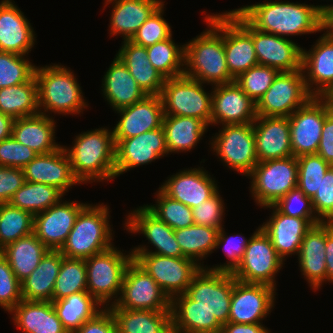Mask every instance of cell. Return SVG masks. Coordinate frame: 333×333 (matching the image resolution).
Wrapping results in <instances>:
<instances>
[{
  "label": "cell",
  "mask_w": 333,
  "mask_h": 333,
  "mask_svg": "<svg viewBox=\"0 0 333 333\" xmlns=\"http://www.w3.org/2000/svg\"><path fill=\"white\" fill-rule=\"evenodd\" d=\"M207 29L184 43L183 75L211 84L234 82L227 67L224 49V13L205 16Z\"/></svg>",
  "instance_id": "obj_1"
},
{
  "label": "cell",
  "mask_w": 333,
  "mask_h": 333,
  "mask_svg": "<svg viewBox=\"0 0 333 333\" xmlns=\"http://www.w3.org/2000/svg\"><path fill=\"white\" fill-rule=\"evenodd\" d=\"M269 1L236 10L257 30L280 37L322 32V12L317 6L300 2Z\"/></svg>",
  "instance_id": "obj_2"
},
{
  "label": "cell",
  "mask_w": 333,
  "mask_h": 333,
  "mask_svg": "<svg viewBox=\"0 0 333 333\" xmlns=\"http://www.w3.org/2000/svg\"><path fill=\"white\" fill-rule=\"evenodd\" d=\"M66 151L74 177L80 184L110 181L116 178L113 130L96 128L81 132Z\"/></svg>",
  "instance_id": "obj_3"
},
{
  "label": "cell",
  "mask_w": 333,
  "mask_h": 333,
  "mask_svg": "<svg viewBox=\"0 0 333 333\" xmlns=\"http://www.w3.org/2000/svg\"><path fill=\"white\" fill-rule=\"evenodd\" d=\"M73 72L62 64L36 66L34 76L38 87L40 114L49 117L52 113L77 115L88 108L78 78Z\"/></svg>",
  "instance_id": "obj_4"
},
{
  "label": "cell",
  "mask_w": 333,
  "mask_h": 333,
  "mask_svg": "<svg viewBox=\"0 0 333 333\" xmlns=\"http://www.w3.org/2000/svg\"><path fill=\"white\" fill-rule=\"evenodd\" d=\"M108 205L88 203L78 214L62 248L66 258L84 259L110 249L114 235Z\"/></svg>",
  "instance_id": "obj_5"
},
{
  "label": "cell",
  "mask_w": 333,
  "mask_h": 333,
  "mask_svg": "<svg viewBox=\"0 0 333 333\" xmlns=\"http://www.w3.org/2000/svg\"><path fill=\"white\" fill-rule=\"evenodd\" d=\"M114 245L99 254L88 257L86 263L87 292L104 308L112 306L118 299L123 277L128 264L132 261V252ZM114 299V301H112Z\"/></svg>",
  "instance_id": "obj_6"
},
{
  "label": "cell",
  "mask_w": 333,
  "mask_h": 333,
  "mask_svg": "<svg viewBox=\"0 0 333 333\" xmlns=\"http://www.w3.org/2000/svg\"><path fill=\"white\" fill-rule=\"evenodd\" d=\"M248 177L251 179L250 192L254 202L261 208L275 205L297 188V157L258 162Z\"/></svg>",
  "instance_id": "obj_7"
},
{
  "label": "cell",
  "mask_w": 333,
  "mask_h": 333,
  "mask_svg": "<svg viewBox=\"0 0 333 333\" xmlns=\"http://www.w3.org/2000/svg\"><path fill=\"white\" fill-rule=\"evenodd\" d=\"M202 82L181 75L165 80L160 94L164 115L188 116L211 125L212 91L206 92Z\"/></svg>",
  "instance_id": "obj_8"
},
{
  "label": "cell",
  "mask_w": 333,
  "mask_h": 333,
  "mask_svg": "<svg viewBox=\"0 0 333 333\" xmlns=\"http://www.w3.org/2000/svg\"><path fill=\"white\" fill-rule=\"evenodd\" d=\"M210 139L211 151L229 169L247 177L258 163L253 123L222 125Z\"/></svg>",
  "instance_id": "obj_9"
},
{
  "label": "cell",
  "mask_w": 333,
  "mask_h": 333,
  "mask_svg": "<svg viewBox=\"0 0 333 333\" xmlns=\"http://www.w3.org/2000/svg\"><path fill=\"white\" fill-rule=\"evenodd\" d=\"M271 240L258 227L251 235L239 266L232 272L236 280L276 288L275 276L284 265Z\"/></svg>",
  "instance_id": "obj_10"
},
{
  "label": "cell",
  "mask_w": 333,
  "mask_h": 333,
  "mask_svg": "<svg viewBox=\"0 0 333 333\" xmlns=\"http://www.w3.org/2000/svg\"><path fill=\"white\" fill-rule=\"evenodd\" d=\"M132 256L170 300L177 295L185 294L193 277L202 268L186 257H169L153 253H132Z\"/></svg>",
  "instance_id": "obj_11"
},
{
  "label": "cell",
  "mask_w": 333,
  "mask_h": 333,
  "mask_svg": "<svg viewBox=\"0 0 333 333\" xmlns=\"http://www.w3.org/2000/svg\"><path fill=\"white\" fill-rule=\"evenodd\" d=\"M233 286L232 273L201 268L193 277L186 294L195 301L196 306L214 314L223 326L228 323Z\"/></svg>",
  "instance_id": "obj_12"
},
{
  "label": "cell",
  "mask_w": 333,
  "mask_h": 333,
  "mask_svg": "<svg viewBox=\"0 0 333 333\" xmlns=\"http://www.w3.org/2000/svg\"><path fill=\"white\" fill-rule=\"evenodd\" d=\"M108 308L171 311V300L133 259L128 264L117 301Z\"/></svg>",
  "instance_id": "obj_13"
},
{
  "label": "cell",
  "mask_w": 333,
  "mask_h": 333,
  "mask_svg": "<svg viewBox=\"0 0 333 333\" xmlns=\"http://www.w3.org/2000/svg\"><path fill=\"white\" fill-rule=\"evenodd\" d=\"M331 109L326 97L312 96L288 117L294 157L317 154L324 121Z\"/></svg>",
  "instance_id": "obj_14"
},
{
  "label": "cell",
  "mask_w": 333,
  "mask_h": 333,
  "mask_svg": "<svg viewBox=\"0 0 333 333\" xmlns=\"http://www.w3.org/2000/svg\"><path fill=\"white\" fill-rule=\"evenodd\" d=\"M311 97L305 85L302 69L280 72L257 102L256 115L289 117Z\"/></svg>",
  "instance_id": "obj_15"
},
{
  "label": "cell",
  "mask_w": 333,
  "mask_h": 333,
  "mask_svg": "<svg viewBox=\"0 0 333 333\" xmlns=\"http://www.w3.org/2000/svg\"><path fill=\"white\" fill-rule=\"evenodd\" d=\"M224 49L230 75L236 79L259 65L252 38V25L236 10L224 12Z\"/></svg>",
  "instance_id": "obj_16"
},
{
  "label": "cell",
  "mask_w": 333,
  "mask_h": 333,
  "mask_svg": "<svg viewBox=\"0 0 333 333\" xmlns=\"http://www.w3.org/2000/svg\"><path fill=\"white\" fill-rule=\"evenodd\" d=\"M123 225L125 230L132 234L141 233L148 240V244L155 247V251H153L148 249L149 246L138 245V247L130 249L132 253L184 257L180 245L176 241L174 230L153 215L144 205L129 212Z\"/></svg>",
  "instance_id": "obj_17"
},
{
  "label": "cell",
  "mask_w": 333,
  "mask_h": 333,
  "mask_svg": "<svg viewBox=\"0 0 333 333\" xmlns=\"http://www.w3.org/2000/svg\"><path fill=\"white\" fill-rule=\"evenodd\" d=\"M275 288L236 280L230 305L228 322L258 324L272 312L277 295ZM273 308V309H272Z\"/></svg>",
  "instance_id": "obj_18"
},
{
  "label": "cell",
  "mask_w": 333,
  "mask_h": 333,
  "mask_svg": "<svg viewBox=\"0 0 333 333\" xmlns=\"http://www.w3.org/2000/svg\"><path fill=\"white\" fill-rule=\"evenodd\" d=\"M116 178L134 168L168 156L163 127L128 139H114Z\"/></svg>",
  "instance_id": "obj_19"
},
{
  "label": "cell",
  "mask_w": 333,
  "mask_h": 333,
  "mask_svg": "<svg viewBox=\"0 0 333 333\" xmlns=\"http://www.w3.org/2000/svg\"><path fill=\"white\" fill-rule=\"evenodd\" d=\"M88 203L62 201L34 215L33 234L49 249L60 250L79 212Z\"/></svg>",
  "instance_id": "obj_20"
},
{
  "label": "cell",
  "mask_w": 333,
  "mask_h": 333,
  "mask_svg": "<svg viewBox=\"0 0 333 333\" xmlns=\"http://www.w3.org/2000/svg\"><path fill=\"white\" fill-rule=\"evenodd\" d=\"M264 208H272V215L259 227L271 240L278 255L284 261L287 257L298 255L300 245L307 231L313 225L322 222L319 218L287 216L281 213L274 205Z\"/></svg>",
  "instance_id": "obj_21"
},
{
  "label": "cell",
  "mask_w": 333,
  "mask_h": 333,
  "mask_svg": "<svg viewBox=\"0 0 333 333\" xmlns=\"http://www.w3.org/2000/svg\"><path fill=\"white\" fill-rule=\"evenodd\" d=\"M211 125L247 124L256 118V103L234 81L212 86Z\"/></svg>",
  "instance_id": "obj_22"
},
{
  "label": "cell",
  "mask_w": 333,
  "mask_h": 333,
  "mask_svg": "<svg viewBox=\"0 0 333 333\" xmlns=\"http://www.w3.org/2000/svg\"><path fill=\"white\" fill-rule=\"evenodd\" d=\"M208 173V170L200 166L180 170L167 177L159 188L167 196L192 209L211 198L219 190L215 178Z\"/></svg>",
  "instance_id": "obj_23"
},
{
  "label": "cell",
  "mask_w": 333,
  "mask_h": 333,
  "mask_svg": "<svg viewBox=\"0 0 333 333\" xmlns=\"http://www.w3.org/2000/svg\"><path fill=\"white\" fill-rule=\"evenodd\" d=\"M302 70L312 96L326 97L333 90L332 38L323 33L311 49H302Z\"/></svg>",
  "instance_id": "obj_24"
},
{
  "label": "cell",
  "mask_w": 333,
  "mask_h": 333,
  "mask_svg": "<svg viewBox=\"0 0 333 333\" xmlns=\"http://www.w3.org/2000/svg\"><path fill=\"white\" fill-rule=\"evenodd\" d=\"M252 38L259 65L279 72L302 69V49L292 39L257 30L252 26Z\"/></svg>",
  "instance_id": "obj_25"
},
{
  "label": "cell",
  "mask_w": 333,
  "mask_h": 333,
  "mask_svg": "<svg viewBox=\"0 0 333 333\" xmlns=\"http://www.w3.org/2000/svg\"><path fill=\"white\" fill-rule=\"evenodd\" d=\"M115 112L120 118L112 128L114 139H128L162 127L164 109L160 95H147L141 101Z\"/></svg>",
  "instance_id": "obj_26"
},
{
  "label": "cell",
  "mask_w": 333,
  "mask_h": 333,
  "mask_svg": "<svg viewBox=\"0 0 333 333\" xmlns=\"http://www.w3.org/2000/svg\"><path fill=\"white\" fill-rule=\"evenodd\" d=\"M22 170L25 181L56 187L64 195L72 186L80 185L74 177L70 159L63 145L51 153L38 154Z\"/></svg>",
  "instance_id": "obj_27"
},
{
  "label": "cell",
  "mask_w": 333,
  "mask_h": 333,
  "mask_svg": "<svg viewBox=\"0 0 333 333\" xmlns=\"http://www.w3.org/2000/svg\"><path fill=\"white\" fill-rule=\"evenodd\" d=\"M253 129L258 162L293 156L288 117L257 116Z\"/></svg>",
  "instance_id": "obj_28"
},
{
  "label": "cell",
  "mask_w": 333,
  "mask_h": 333,
  "mask_svg": "<svg viewBox=\"0 0 333 333\" xmlns=\"http://www.w3.org/2000/svg\"><path fill=\"white\" fill-rule=\"evenodd\" d=\"M30 21L12 0L0 1V51L28 56L36 43Z\"/></svg>",
  "instance_id": "obj_29"
},
{
  "label": "cell",
  "mask_w": 333,
  "mask_h": 333,
  "mask_svg": "<svg viewBox=\"0 0 333 333\" xmlns=\"http://www.w3.org/2000/svg\"><path fill=\"white\" fill-rule=\"evenodd\" d=\"M325 245L326 222H320L307 231L297 255L299 270L314 292L326 283Z\"/></svg>",
  "instance_id": "obj_30"
},
{
  "label": "cell",
  "mask_w": 333,
  "mask_h": 333,
  "mask_svg": "<svg viewBox=\"0 0 333 333\" xmlns=\"http://www.w3.org/2000/svg\"><path fill=\"white\" fill-rule=\"evenodd\" d=\"M104 8L112 4L109 35L131 40L150 15L164 2L163 0H104Z\"/></svg>",
  "instance_id": "obj_31"
},
{
  "label": "cell",
  "mask_w": 333,
  "mask_h": 333,
  "mask_svg": "<svg viewBox=\"0 0 333 333\" xmlns=\"http://www.w3.org/2000/svg\"><path fill=\"white\" fill-rule=\"evenodd\" d=\"M101 87L102 95L113 111L131 106L147 96L117 56L104 74Z\"/></svg>",
  "instance_id": "obj_32"
},
{
  "label": "cell",
  "mask_w": 333,
  "mask_h": 333,
  "mask_svg": "<svg viewBox=\"0 0 333 333\" xmlns=\"http://www.w3.org/2000/svg\"><path fill=\"white\" fill-rule=\"evenodd\" d=\"M9 314L23 333H68L52 302L21 300Z\"/></svg>",
  "instance_id": "obj_33"
},
{
  "label": "cell",
  "mask_w": 333,
  "mask_h": 333,
  "mask_svg": "<svg viewBox=\"0 0 333 333\" xmlns=\"http://www.w3.org/2000/svg\"><path fill=\"white\" fill-rule=\"evenodd\" d=\"M55 124L52 115L40 113L17 118L13 121L12 136L38 154L51 153L62 146L55 141Z\"/></svg>",
  "instance_id": "obj_34"
},
{
  "label": "cell",
  "mask_w": 333,
  "mask_h": 333,
  "mask_svg": "<svg viewBox=\"0 0 333 333\" xmlns=\"http://www.w3.org/2000/svg\"><path fill=\"white\" fill-rule=\"evenodd\" d=\"M122 42L115 56L128 68L131 76L147 95H160L166 79L150 63L146 47L130 40Z\"/></svg>",
  "instance_id": "obj_35"
},
{
  "label": "cell",
  "mask_w": 333,
  "mask_h": 333,
  "mask_svg": "<svg viewBox=\"0 0 333 333\" xmlns=\"http://www.w3.org/2000/svg\"><path fill=\"white\" fill-rule=\"evenodd\" d=\"M64 256L59 250H48L39 265L21 282L22 300L53 301V289Z\"/></svg>",
  "instance_id": "obj_36"
},
{
  "label": "cell",
  "mask_w": 333,
  "mask_h": 333,
  "mask_svg": "<svg viewBox=\"0 0 333 333\" xmlns=\"http://www.w3.org/2000/svg\"><path fill=\"white\" fill-rule=\"evenodd\" d=\"M171 319L180 333H220L214 314L199 308L186 293L171 300Z\"/></svg>",
  "instance_id": "obj_37"
},
{
  "label": "cell",
  "mask_w": 333,
  "mask_h": 333,
  "mask_svg": "<svg viewBox=\"0 0 333 333\" xmlns=\"http://www.w3.org/2000/svg\"><path fill=\"white\" fill-rule=\"evenodd\" d=\"M162 127L169 154L190 152L208 131L202 120L188 116L164 115Z\"/></svg>",
  "instance_id": "obj_38"
},
{
  "label": "cell",
  "mask_w": 333,
  "mask_h": 333,
  "mask_svg": "<svg viewBox=\"0 0 333 333\" xmlns=\"http://www.w3.org/2000/svg\"><path fill=\"white\" fill-rule=\"evenodd\" d=\"M48 248L32 233L0 250L17 279L22 282L38 267Z\"/></svg>",
  "instance_id": "obj_39"
},
{
  "label": "cell",
  "mask_w": 333,
  "mask_h": 333,
  "mask_svg": "<svg viewBox=\"0 0 333 333\" xmlns=\"http://www.w3.org/2000/svg\"><path fill=\"white\" fill-rule=\"evenodd\" d=\"M52 304L68 333H74L86 320L93 318L104 308L87 291L52 301Z\"/></svg>",
  "instance_id": "obj_40"
},
{
  "label": "cell",
  "mask_w": 333,
  "mask_h": 333,
  "mask_svg": "<svg viewBox=\"0 0 333 333\" xmlns=\"http://www.w3.org/2000/svg\"><path fill=\"white\" fill-rule=\"evenodd\" d=\"M0 112L13 119L30 117L40 113L35 76L28 82L0 88Z\"/></svg>",
  "instance_id": "obj_41"
},
{
  "label": "cell",
  "mask_w": 333,
  "mask_h": 333,
  "mask_svg": "<svg viewBox=\"0 0 333 333\" xmlns=\"http://www.w3.org/2000/svg\"><path fill=\"white\" fill-rule=\"evenodd\" d=\"M219 231L220 229L213 227L193 224L183 229L174 230V235L183 256L204 268L203 260L214 253Z\"/></svg>",
  "instance_id": "obj_42"
},
{
  "label": "cell",
  "mask_w": 333,
  "mask_h": 333,
  "mask_svg": "<svg viewBox=\"0 0 333 333\" xmlns=\"http://www.w3.org/2000/svg\"><path fill=\"white\" fill-rule=\"evenodd\" d=\"M109 309L114 316L117 333H156L171 319V311Z\"/></svg>",
  "instance_id": "obj_43"
},
{
  "label": "cell",
  "mask_w": 333,
  "mask_h": 333,
  "mask_svg": "<svg viewBox=\"0 0 333 333\" xmlns=\"http://www.w3.org/2000/svg\"><path fill=\"white\" fill-rule=\"evenodd\" d=\"M63 197L64 194L56 187L25 181L8 203L35 215L49 209Z\"/></svg>",
  "instance_id": "obj_44"
},
{
  "label": "cell",
  "mask_w": 333,
  "mask_h": 333,
  "mask_svg": "<svg viewBox=\"0 0 333 333\" xmlns=\"http://www.w3.org/2000/svg\"><path fill=\"white\" fill-rule=\"evenodd\" d=\"M146 51L150 63L165 79L183 75L184 44H176L172 35L166 40L146 47Z\"/></svg>",
  "instance_id": "obj_45"
},
{
  "label": "cell",
  "mask_w": 333,
  "mask_h": 333,
  "mask_svg": "<svg viewBox=\"0 0 333 333\" xmlns=\"http://www.w3.org/2000/svg\"><path fill=\"white\" fill-rule=\"evenodd\" d=\"M34 215L28 211L0 203V250L33 233Z\"/></svg>",
  "instance_id": "obj_46"
},
{
  "label": "cell",
  "mask_w": 333,
  "mask_h": 333,
  "mask_svg": "<svg viewBox=\"0 0 333 333\" xmlns=\"http://www.w3.org/2000/svg\"><path fill=\"white\" fill-rule=\"evenodd\" d=\"M82 291H87L85 260L64 257L53 289V301Z\"/></svg>",
  "instance_id": "obj_47"
},
{
  "label": "cell",
  "mask_w": 333,
  "mask_h": 333,
  "mask_svg": "<svg viewBox=\"0 0 333 333\" xmlns=\"http://www.w3.org/2000/svg\"><path fill=\"white\" fill-rule=\"evenodd\" d=\"M155 194V204H144V206L170 228L183 229L195 224L190 207L167 196L160 188Z\"/></svg>",
  "instance_id": "obj_48"
},
{
  "label": "cell",
  "mask_w": 333,
  "mask_h": 333,
  "mask_svg": "<svg viewBox=\"0 0 333 333\" xmlns=\"http://www.w3.org/2000/svg\"><path fill=\"white\" fill-rule=\"evenodd\" d=\"M297 161V188L312 199L318 192L321 180L331 165L318 154L301 155L297 157Z\"/></svg>",
  "instance_id": "obj_49"
},
{
  "label": "cell",
  "mask_w": 333,
  "mask_h": 333,
  "mask_svg": "<svg viewBox=\"0 0 333 333\" xmlns=\"http://www.w3.org/2000/svg\"><path fill=\"white\" fill-rule=\"evenodd\" d=\"M28 56L0 51V88L28 82L36 66Z\"/></svg>",
  "instance_id": "obj_50"
},
{
  "label": "cell",
  "mask_w": 333,
  "mask_h": 333,
  "mask_svg": "<svg viewBox=\"0 0 333 333\" xmlns=\"http://www.w3.org/2000/svg\"><path fill=\"white\" fill-rule=\"evenodd\" d=\"M279 73L272 67L256 65L240 74L234 81L257 104Z\"/></svg>",
  "instance_id": "obj_51"
},
{
  "label": "cell",
  "mask_w": 333,
  "mask_h": 333,
  "mask_svg": "<svg viewBox=\"0 0 333 333\" xmlns=\"http://www.w3.org/2000/svg\"><path fill=\"white\" fill-rule=\"evenodd\" d=\"M163 2L137 30L130 41L133 43L148 47L157 42L168 39L172 34V29L168 21L163 18Z\"/></svg>",
  "instance_id": "obj_52"
},
{
  "label": "cell",
  "mask_w": 333,
  "mask_h": 333,
  "mask_svg": "<svg viewBox=\"0 0 333 333\" xmlns=\"http://www.w3.org/2000/svg\"><path fill=\"white\" fill-rule=\"evenodd\" d=\"M248 238L249 239L245 238L242 233L240 235L238 233L237 235L227 236L224 227H222L219 231L215 251L222 247L228 261L223 264L220 263V265L215 264L212 267L205 265L204 268L211 271L232 273L239 266L243 258L245 249L250 240V237Z\"/></svg>",
  "instance_id": "obj_53"
},
{
  "label": "cell",
  "mask_w": 333,
  "mask_h": 333,
  "mask_svg": "<svg viewBox=\"0 0 333 333\" xmlns=\"http://www.w3.org/2000/svg\"><path fill=\"white\" fill-rule=\"evenodd\" d=\"M21 300V282L0 252V307L9 313Z\"/></svg>",
  "instance_id": "obj_54"
},
{
  "label": "cell",
  "mask_w": 333,
  "mask_h": 333,
  "mask_svg": "<svg viewBox=\"0 0 333 333\" xmlns=\"http://www.w3.org/2000/svg\"><path fill=\"white\" fill-rule=\"evenodd\" d=\"M224 205V200L218 190L211 198L201 203V205L192 208L194 223L197 225L221 229L224 227Z\"/></svg>",
  "instance_id": "obj_55"
},
{
  "label": "cell",
  "mask_w": 333,
  "mask_h": 333,
  "mask_svg": "<svg viewBox=\"0 0 333 333\" xmlns=\"http://www.w3.org/2000/svg\"><path fill=\"white\" fill-rule=\"evenodd\" d=\"M38 153L18 142L13 136L0 141V166L23 168Z\"/></svg>",
  "instance_id": "obj_56"
},
{
  "label": "cell",
  "mask_w": 333,
  "mask_h": 333,
  "mask_svg": "<svg viewBox=\"0 0 333 333\" xmlns=\"http://www.w3.org/2000/svg\"><path fill=\"white\" fill-rule=\"evenodd\" d=\"M281 213L299 218H318L314 212L312 200L300 189L295 188L274 205Z\"/></svg>",
  "instance_id": "obj_57"
},
{
  "label": "cell",
  "mask_w": 333,
  "mask_h": 333,
  "mask_svg": "<svg viewBox=\"0 0 333 333\" xmlns=\"http://www.w3.org/2000/svg\"><path fill=\"white\" fill-rule=\"evenodd\" d=\"M311 200L316 216L322 222H333V166L325 173L318 192Z\"/></svg>",
  "instance_id": "obj_58"
},
{
  "label": "cell",
  "mask_w": 333,
  "mask_h": 333,
  "mask_svg": "<svg viewBox=\"0 0 333 333\" xmlns=\"http://www.w3.org/2000/svg\"><path fill=\"white\" fill-rule=\"evenodd\" d=\"M24 182L21 168L0 166V203H8Z\"/></svg>",
  "instance_id": "obj_59"
},
{
  "label": "cell",
  "mask_w": 333,
  "mask_h": 333,
  "mask_svg": "<svg viewBox=\"0 0 333 333\" xmlns=\"http://www.w3.org/2000/svg\"><path fill=\"white\" fill-rule=\"evenodd\" d=\"M74 333H117L116 322L109 308H103L86 320Z\"/></svg>",
  "instance_id": "obj_60"
},
{
  "label": "cell",
  "mask_w": 333,
  "mask_h": 333,
  "mask_svg": "<svg viewBox=\"0 0 333 333\" xmlns=\"http://www.w3.org/2000/svg\"><path fill=\"white\" fill-rule=\"evenodd\" d=\"M317 154L333 166V109L326 115Z\"/></svg>",
  "instance_id": "obj_61"
},
{
  "label": "cell",
  "mask_w": 333,
  "mask_h": 333,
  "mask_svg": "<svg viewBox=\"0 0 333 333\" xmlns=\"http://www.w3.org/2000/svg\"><path fill=\"white\" fill-rule=\"evenodd\" d=\"M326 282L333 284V222H326Z\"/></svg>",
  "instance_id": "obj_62"
},
{
  "label": "cell",
  "mask_w": 333,
  "mask_h": 333,
  "mask_svg": "<svg viewBox=\"0 0 333 333\" xmlns=\"http://www.w3.org/2000/svg\"><path fill=\"white\" fill-rule=\"evenodd\" d=\"M220 333H270V329L268 330L263 323L238 324L228 322L222 326Z\"/></svg>",
  "instance_id": "obj_63"
},
{
  "label": "cell",
  "mask_w": 333,
  "mask_h": 333,
  "mask_svg": "<svg viewBox=\"0 0 333 333\" xmlns=\"http://www.w3.org/2000/svg\"><path fill=\"white\" fill-rule=\"evenodd\" d=\"M316 6L322 12L321 31L333 39V4Z\"/></svg>",
  "instance_id": "obj_64"
},
{
  "label": "cell",
  "mask_w": 333,
  "mask_h": 333,
  "mask_svg": "<svg viewBox=\"0 0 333 333\" xmlns=\"http://www.w3.org/2000/svg\"><path fill=\"white\" fill-rule=\"evenodd\" d=\"M13 121L11 116L0 112V141L12 136Z\"/></svg>",
  "instance_id": "obj_65"
},
{
  "label": "cell",
  "mask_w": 333,
  "mask_h": 333,
  "mask_svg": "<svg viewBox=\"0 0 333 333\" xmlns=\"http://www.w3.org/2000/svg\"><path fill=\"white\" fill-rule=\"evenodd\" d=\"M156 333H180V331L176 328L175 323L172 319H170L161 329H159Z\"/></svg>",
  "instance_id": "obj_66"
},
{
  "label": "cell",
  "mask_w": 333,
  "mask_h": 333,
  "mask_svg": "<svg viewBox=\"0 0 333 333\" xmlns=\"http://www.w3.org/2000/svg\"><path fill=\"white\" fill-rule=\"evenodd\" d=\"M326 98L329 100L331 108L333 109V90L329 94H327Z\"/></svg>",
  "instance_id": "obj_67"
}]
</instances>
